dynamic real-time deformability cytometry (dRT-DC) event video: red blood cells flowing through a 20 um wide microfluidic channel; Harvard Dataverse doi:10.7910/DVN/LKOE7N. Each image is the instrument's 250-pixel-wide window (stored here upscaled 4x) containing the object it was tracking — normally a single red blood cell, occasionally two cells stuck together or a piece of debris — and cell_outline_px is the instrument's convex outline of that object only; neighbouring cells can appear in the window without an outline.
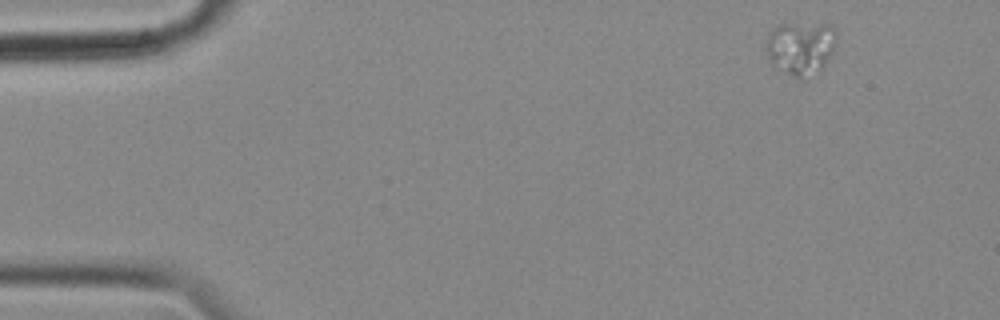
{"species": "common noctule bat (a hibernating species)", "species_latin": "Nyctalus noctula", "temperature_condition": "cold", "stored_images_in_passage": 53, "camera_frame_rate_fps": 3000, "um_per_image_px": 0.085, "animal": {"sex": "female", "body_mass_g": 18.4}, "frame": {"image": 1, "passage_image": 1, "time_ms": 0.0, "image_size_px": [1000, 320], "cell_outline_px": [[836, 40], [832, 52], [824, 64], [820, 68], [800, 76], [796, 76], [776, 68], [772, 64], [768, 56], [764, 44], [768, 32], [780, 24], [832, 24], [836, 28]], "centroid_in_image_um": [68.02, 3.99], "position_along_channel_um": 17.0, "area_um2": 21.39}}
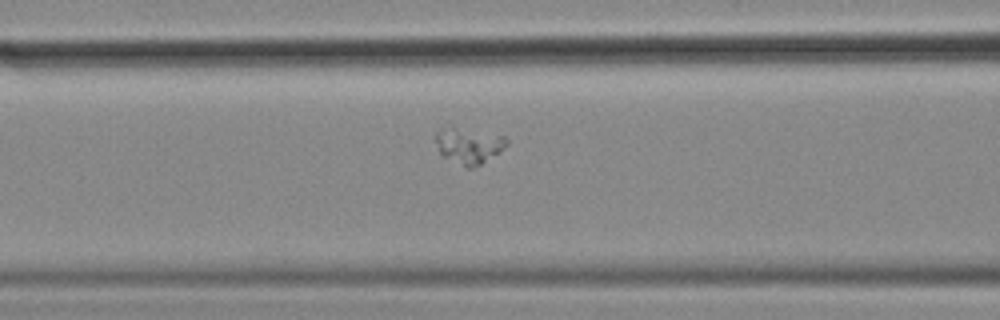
{"frame": {"image": 2, "passage_image": 19, "time_ms": 6.0, "image_size_px": [1000, 320], "cell_outline_px": [[508, 144], [504, 148], [480, 164], [472, 168], [468, 168], [444, 156], [440, 152], [436, 140], [436, 132], [452, 128], [504, 136], [508, 140]], "centroid_in_image_um": [39.88, 12.41], "position_along_channel_um": 126.7, "area_um2": 13.87}}
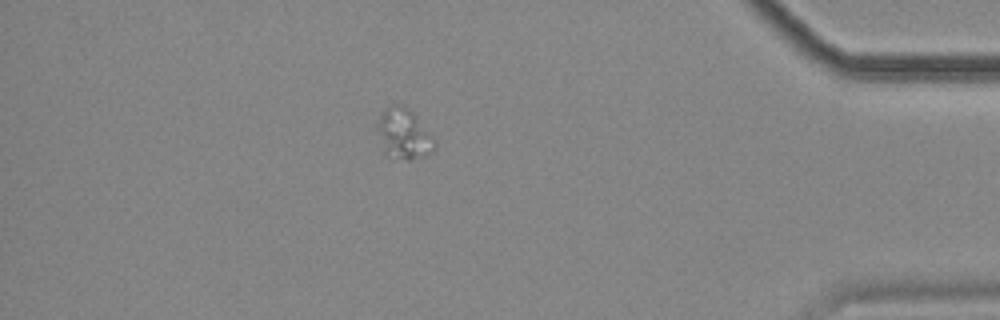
{"frame": {"image": 3, "passage_image": 46, "time_ms": 15.0, "image_size_px": [1000, 320], "cell_outline_px": [[436, 148], [432, 152], [424, 156], [408, 160], [388, 156], [384, 152], [376, 128], [376, 120], [384, 108], [392, 104], [400, 104], [408, 108], [412, 112], [436, 140]], "centroid_in_image_um": [34.3, 11.37], "position_along_channel_um": 400.9, "area_um2": 16.99}}